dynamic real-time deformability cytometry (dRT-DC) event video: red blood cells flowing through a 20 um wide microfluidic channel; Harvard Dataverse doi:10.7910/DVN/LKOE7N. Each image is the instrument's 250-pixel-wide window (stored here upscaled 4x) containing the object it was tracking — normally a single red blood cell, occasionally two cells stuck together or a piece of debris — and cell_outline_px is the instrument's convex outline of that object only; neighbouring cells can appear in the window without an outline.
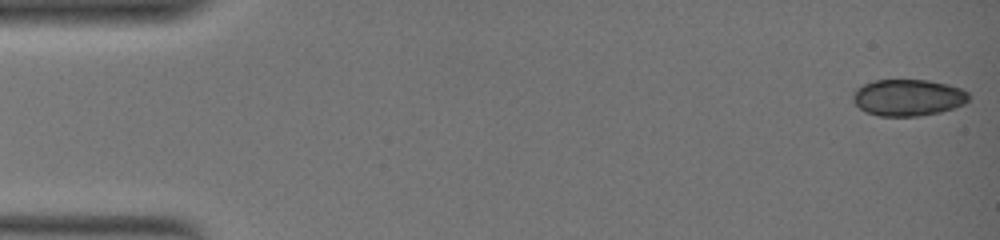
{"species": "common noctule bat (a hibernating species)", "species_latin": "Nyctalus noctula", "temperature_condition": "warm", "stored_images_in_passage": 10, "camera_frame_rate_fps": 3000, "um_per_image_px": 0.085, "animal": {"sex": "female", "body_mass_g": 19.0, "forearm_length_mm": 51.5}, "frame": {"image": 1, "passage_image": 1, "time_ms": 0.0, "image_size_px": [1000, 240], "cell_outline_px": [[968, 100], [964, 104], [940, 112], [920, 116], [880, 116], [864, 112], [852, 100], [852, 92], [856, 88], [872, 80], [928, 80], [948, 84], [960, 88], [968, 92]], "centroid_in_image_um": [77.15, 8.29], "position_along_channel_um": 7.9, "area_um2": 24.85}}
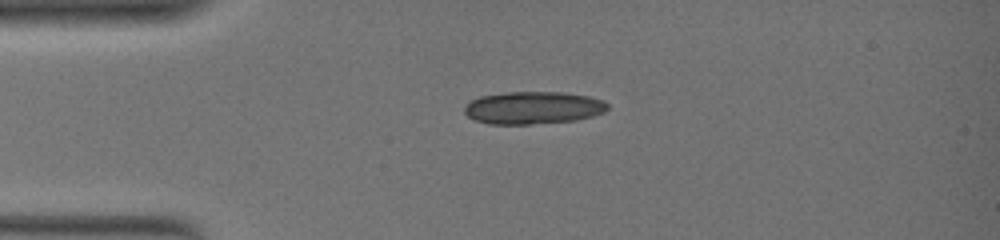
{"frame": {"image": 2, "passage_image": 7, "time_ms": 5.333, "image_size_px": [1000, 240], "cell_outline_px": [[608, 108], [604, 112], [592, 116], [576, 120], [528, 124], [488, 124], [476, 120], [468, 116], [464, 112], [464, 108], [472, 100], [480, 96], [508, 92], [564, 92], [588, 96], [604, 100], [608, 104]], "centroid_in_image_um": [45.34, 9.15], "position_along_channel_um": 39.7, "area_um2": 27.05}}